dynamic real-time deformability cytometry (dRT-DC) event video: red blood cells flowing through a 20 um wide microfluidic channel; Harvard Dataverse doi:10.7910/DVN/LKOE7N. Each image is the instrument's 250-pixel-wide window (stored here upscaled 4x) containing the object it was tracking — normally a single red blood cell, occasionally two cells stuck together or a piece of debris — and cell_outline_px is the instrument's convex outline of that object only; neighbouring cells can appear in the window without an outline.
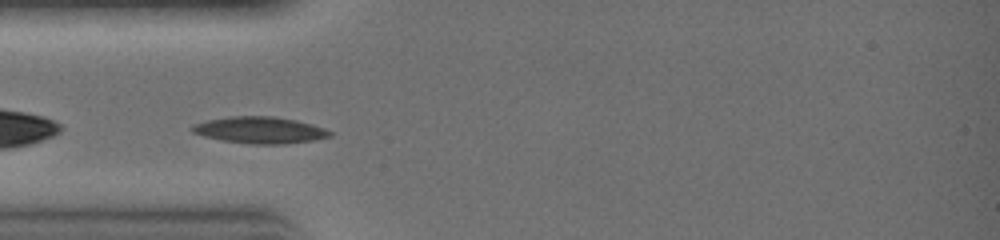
{"species": "common noctule bat (a hibernating species)", "species_latin": "Nyctalus noctula", "temperature_condition": "warm", "stored_images_in_passage": 17, "camera_frame_rate_fps": 3000, "um_per_image_px": 0.085, "animal": {"sex": "female", "body_mass_g": 19.0, "forearm_length_mm": 51.5}, "frame": {"image": 1, "passage_image": 1, "time_ms": 0.0, "image_size_px": [1000, 240], "cell_outline_px": [[332, 136], [312, 140], [284, 144], [252, 144], [220, 140], [204, 136], [192, 132], [188, 128], [192, 124], [208, 120], [228, 116], [272, 116], [296, 120], [312, 124], [324, 128], [332, 132]], "centroid_in_image_um": [22.05, 11.05], "position_along_channel_um": 63.0, "area_um2": 21.44}}